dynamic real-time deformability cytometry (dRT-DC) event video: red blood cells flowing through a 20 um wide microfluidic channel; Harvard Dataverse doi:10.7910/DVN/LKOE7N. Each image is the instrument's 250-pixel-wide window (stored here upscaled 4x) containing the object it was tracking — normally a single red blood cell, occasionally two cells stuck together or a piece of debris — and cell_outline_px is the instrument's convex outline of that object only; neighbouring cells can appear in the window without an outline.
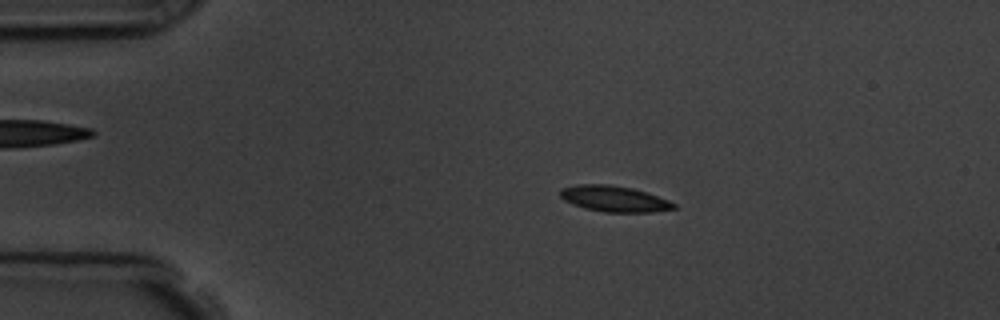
{"species": "common noctule bat (a hibernating species)", "species_latin": "Nyctalus noctula", "temperature_condition": "room temperature", "stored_images_in_passage": 50, "camera_frame_rate_fps": 3000, "um_per_image_px": 0.085, "animal": {"sex": "male", "body_mass_g": 19.5, "forearm_length_mm": 54.6}, "frame": {"image": 1, "passage_image": 5, "time_ms": 1.333, "image_size_px": [1000, 320], "cell_outline_px": [[676, 208], [652, 212], [604, 212], [584, 208], [572, 204], [564, 200], [560, 196], [560, 188], [576, 184], [608, 184], [632, 188], [668, 200], [676, 204]], "centroid_in_image_um": [52.16, 16.89], "position_along_channel_um": 32.8, "area_um2": 17.11}}
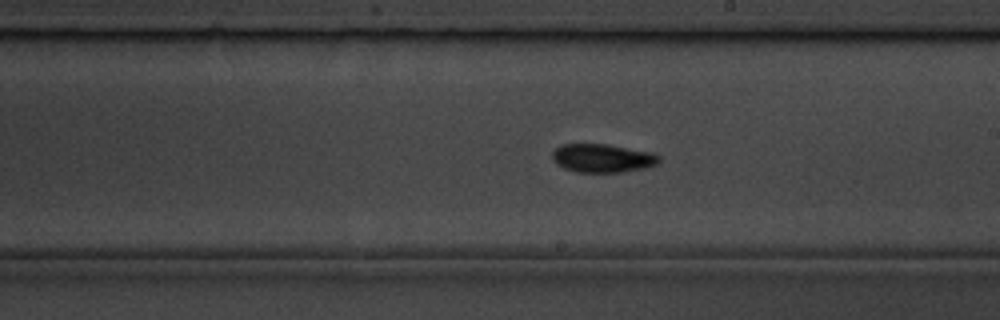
{"frame": {"image": 2, "passage_image": 26, "time_ms": 8.333, "image_size_px": [1000, 320], "cell_outline_px": [[660, 160], [656, 164], [644, 168], [624, 172], [576, 172], [564, 168], [556, 164], [552, 160], [552, 152], [560, 144], [604, 144], [652, 152], [660, 156]], "centroid_in_image_um": [51.18, 13.44], "position_along_channel_um": 237.8, "area_um2": 17.74}}
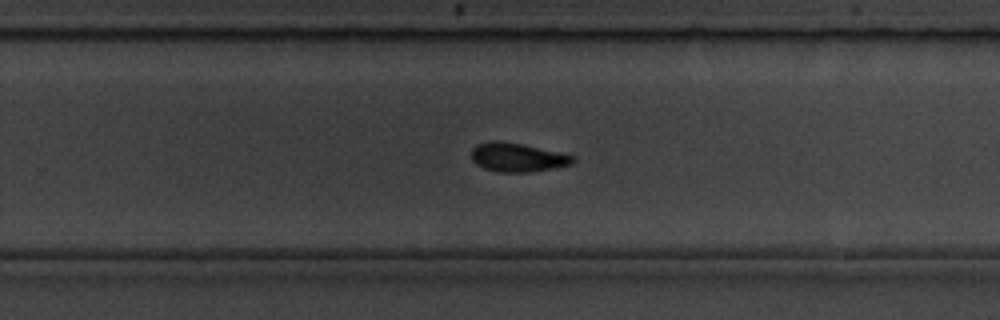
{"frame": {"image": 3, "passage_image": 30, "time_ms": 9.667, "image_size_px": [1000, 320], "cell_outline_px": [[576, 160], [572, 164], [552, 168], [528, 172], [496, 172], [484, 168], [476, 164], [472, 160], [472, 148], [476, 144], [492, 140], [500, 140], [520, 144], [576, 156]], "centroid_in_image_um": [43.95, 13.37], "position_along_channel_um": 285.8, "area_um2": 16.99}, "authors_computed_cell_mechanics": {"area_um2": 17.0221, "velocity_mm_per_s": 3.6177, "shape_relaxation_time_tau1_ms": 4.1555, "shape_relaxation_time_tau2_ms": null, "deformation_change_tau1": 0.1265, "deformation_change_tau2": null}}